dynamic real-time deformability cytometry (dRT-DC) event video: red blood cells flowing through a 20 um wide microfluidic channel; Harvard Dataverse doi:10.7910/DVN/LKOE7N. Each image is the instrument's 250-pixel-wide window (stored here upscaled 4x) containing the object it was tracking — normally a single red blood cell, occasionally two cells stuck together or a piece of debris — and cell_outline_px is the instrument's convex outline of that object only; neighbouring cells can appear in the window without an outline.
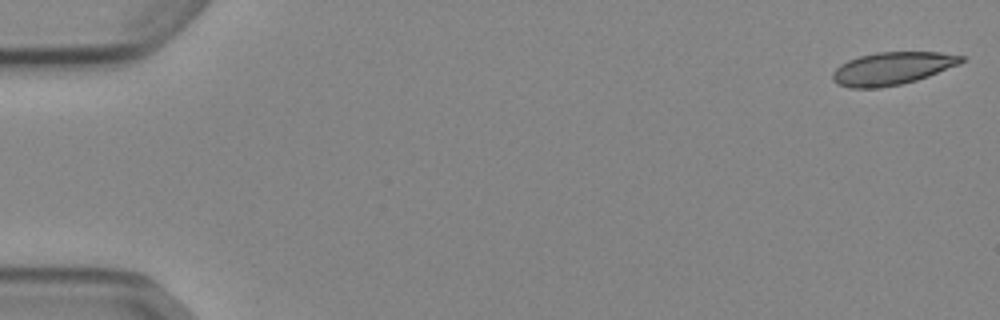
{"species": "Egyptian fruit bat (a non-hibernating species)", "species_latin": "Rousettus aegyptiacus", "temperature_condition": "cold", "stored_images_in_passage": 52, "camera_frame_rate_fps": 3000, "um_per_image_px": 0.085, "animal": {"sex": "female"}, "frame": {"image": 1, "passage_image": 1, "time_ms": 0.0, "image_size_px": [1000, 320], "cell_outline_px": [[964, 60], [960, 64], [928, 76], [916, 80], [900, 84], [880, 88], [848, 88], [836, 84], [832, 80], [832, 72], [840, 64], [848, 60], [860, 56], [876, 52], [940, 52], [964, 56]], "centroid_in_image_um": [75.8, 5.82], "position_along_channel_um": 9.2, "area_um2": 24.62}}
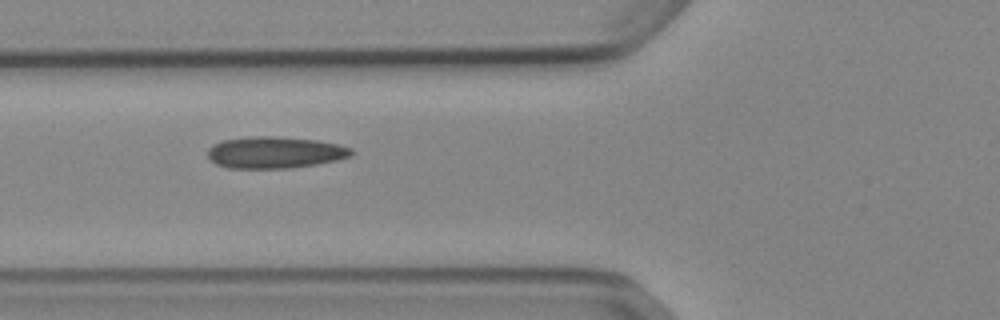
{"frame": {"image": 2, "passage_image": 20, "time_ms": 6.333, "image_size_px": [1000, 320], "cell_outline_px": [[356, 152], [352, 156], [336, 160], [316, 164], [288, 168], [228, 168], [216, 164], [208, 156], [208, 148], [212, 144], [224, 140], [248, 136], [272, 136], [316, 140], [336, 144], [352, 148]], "centroid_in_image_um": [23.37, 12.95], "position_along_channel_um": 102.4, "area_um2": 26.53}}
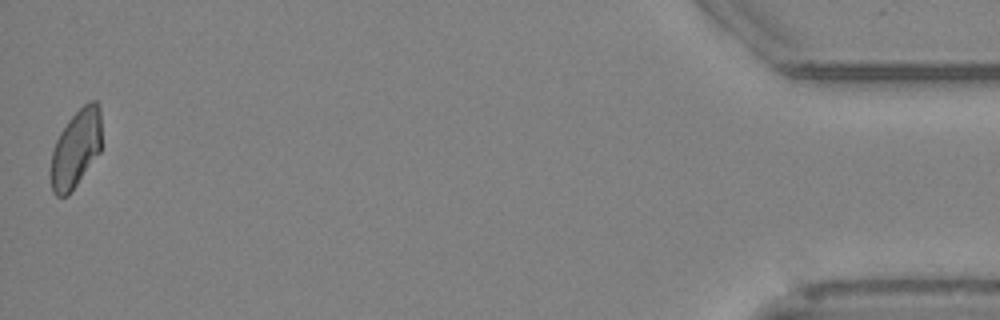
{"frame": {"image": 3, "passage_image": 52, "time_ms": 17.0, "image_size_px": [1000, 320], "cell_outline_px": [[100, 152], [68, 196], [56, 196], [52, 192], [48, 172], [52, 152], [56, 140], [60, 132], [68, 120], [84, 104], [92, 100], [96, 100], [100, 104]], "centroid_in_image_um": [6.41, 12.66], "position_along_channel_um": 428.8, "area_um2": 23.29}, "authors_computed_cell_mechanics": {"area_um2": 24.854, "velocity_mm_per_s": 3.8841, "shape_relaxation_time_tau1_ms": null, "shape_relaxation_time_tau2_ms": 3.013, "deformation_change_tau1": null, "deformation_change_tau2": 0.1062}}